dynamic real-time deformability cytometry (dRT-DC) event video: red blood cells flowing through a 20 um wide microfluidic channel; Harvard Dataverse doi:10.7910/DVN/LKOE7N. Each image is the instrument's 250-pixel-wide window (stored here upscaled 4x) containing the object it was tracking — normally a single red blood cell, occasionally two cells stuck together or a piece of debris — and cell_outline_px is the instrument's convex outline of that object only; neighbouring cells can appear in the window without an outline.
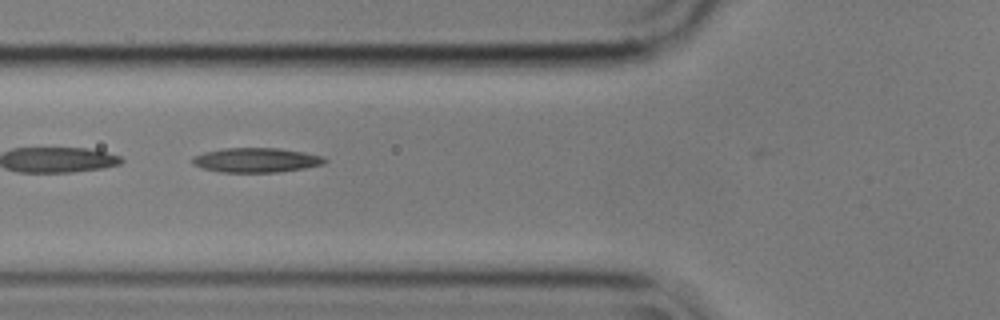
{"species": "common noctule bat (a hibernating species)", "species_latin": "Nyctalus noctula", "temperature_condition": "cold", "stored_images_in_passage": 3, "camera_frame_rate_fps": 3000, "um_per_image_px": 0.085, "animal": {"sex": "male", "body_mass_g": 17.9}, "frame": {"image": 1, "passage_image": 3, "time_ms": 0.667, "image_size_px": [1000, 320], "cell_outline_px": [[328, 160], [324, 164], [304, 168], [276, 172], [220, 172], [204, 168], [192, 164], [192, 156], [204, 152], [224, 148], [280, 148], [304, 152], [324, 156]], "centroid_in_image_um": [21.79, 13.6], "position_along_channel_um": 104.0, "area_um2": 18.96}}